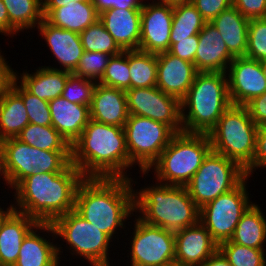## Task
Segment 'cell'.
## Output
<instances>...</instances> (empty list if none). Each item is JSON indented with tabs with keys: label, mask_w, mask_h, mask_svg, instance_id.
Returning <instances> with one entry per match:
<instances>
[{
	"label": "cell",
	"mask_w": 266,
	"mask_h": 266,
	"mask_svg": "<svg viewBox=\"0 0 266 266\" xmlns=\"http://www.w3.org/2000/svg\"><path fill=\"white\" fill-rule=\"evenodd\" d=\"M0 34L10 37V21L7 8L3 1L0 0Z\"/></svg>",
	"instance_id": "50"
},
{
	"label": "cell",
	"mask_w": 266,
	"mask_h": 266,
	"mask_svg": "<svg viewBox=\"0 0 266 266\" xmlns=\"http://www.w3.org/2000/svg\"><path fill=\"white\" fill-rule=\"evenodd\" d=\"M99 21L123 51L139 49L141 9L110 8L99 14Z\"/></svg>",
	"instance_id": "21"
},
{
	"label": "cell",
	"mask_w": 266,
	"mask_h": 266,
	"mask_svg": "<svg viewBox=\"0 0 266 266\" xmlns=\"http://www.w3.org/2000/svg\"><path fill=\"white\" fill-rule=\"evenodd\" d=\"M36 70V72H35ZM34 72H17L15 78L33 95L46 101L61 96L71 72L39 66ZM18 74H20L18 76Z\"/></svg>",
	"instance_id": "26"
},
{
	"label": "cell",
	"mask_w": 266,
	"mask_h": 266,
	"mask_svg": "<svg viewBox=\"0 0 266 266\" xmlns=\"http://www.w3.org/2000/svg\"><path fill=\"white\" fill-rule=\"evenodd\" d=\"M245 177V170L236 161L211 150L185 187L200 209L234 189Z\"/></svg>",
	"instance_id": "9"
},
{
	"label": "cell",
	"mask_w": 266,
	"mask_h": 266,
	"mask_svg": "<svg viewBox=\"0 0 266 266\" xmlns=\"http://www.w3.org/2000/svg\"><path fill=\"white\" fill-rule=\"evenodd\" d=\"M29 124L22 98L10 87L0 97V137L16 138Z\"/></svg>",
	"instance_id": "30"
},
{
	"label": "cell",
	"mask_w": 266,
	"mask_h": 266,
	"mask_svg": "<svg viewBox=\"0 0 266 266\" xmlns=\"http://www.w3.org/2000/svg\"><path fill=\"white\" fill-rule=\"evenodd\" d=\"M10 21V37L34 29L44 19L42 0H2Z\"/></svg>",
	"instance_id": "31"
},
{
	"label": "cell",
	"mask_w": 266,
	"mask_h": 266,
	"mask_svg": "<svg viewBox=\"0 0 266 266\" xmlns=\"http://www.w3.org/2000/svg\"><path fill=\"white\" fill-rule=\"evenodd\" d=\"M89 110L96 122L124 127L129 116L126 91L97 83Z\"/></svg>",
	"instance_id": "22"
},
{
	"label": "cell",
	"mask_w": 266,
	"mask_h": 266,
	"mask_svg": "<svg viewBox=\"0 0 266 266\" xmlns=\"http://www.w3.org/2000/svg\"><path fill=\"white\" fill-rule=\"evenodd\" d=\"M39 224L25 213L13 210L0 227V265L13 266L26 235Z\"/></svg>",
	"instance_id": "25"
},
{
	"label": "cell",
	"mask_w": 266,
	"mask_h": 266,
	"mask_svg": "<svg viewBox=\"0 0 266 266\" xmlns=\"http://www.w3.org/2000/svg\"><path fill=\"white\" fill-rule=\"evenodd\" d=\"M198 44V35H193L186 39L178 40L177 43L170 47L168 52L175 57L194 64Z\"/></svg>",
	"instance_id": "45"
},
{
	"label": "cell",
	"mask_w": 266,
	"mask_h": 266,
	"mask_svg": "<svg viewBox=\"0 0 266 266\" xmlns=\"http://www.w3.org/2000/svg\"><path fill=\"white\" fill-rule=\"evenodd\" d=\"M164 266H190V265H186L177 261H172L170 263L165 264Z\"/></svg>",
	"instance_id": "57"
},
{
	"label": "cell",
	"mask_w": 266,
	"mask_h": 266,
	"mask_svg": "<svg viewBox=\"0 0 266 266\" xmlns=\"http://www.w3.org/2000/svg\"><path fill=\"white\" fill-rule=\"evenodd\" d=\"M98 83L125 91L131 88L129 50L111 56L105 72Z\"/></svg>",
	"instance_id": "38"
},
{
	"label": "cell",
	"mask_w": 266,
	"mask_h": 266,
	"mask_svg": "<svg viewBox=\"0 0 266 266\" xmlns=\"http://www.w3.org/2000/svg\"><path fill=\"white\" fill-rule=\"evenodd\" d=\"M55 235L66 242L72 257H82L91 266H111L109 257L113 240L99 228L83 219L75 210L56 218L52 223ZM69 245V246H67ZM72 251V252H71ZM75 254V255H74Z\"/></svg>",
	"instance_id": "8"
},
{
	"label": "cell",
	"mask_w": 266,
	"mask_h": 266,
	"mask_svg": "<svg viewBox=\"0 0 266 266\" xmlns=\"http://www.w3.org/2000/svg\"><path fill=\"white\" fill-rule=\"evenodd\" d=\"M97 82L71 73L61 96L69 102L90 106Z\"/></svg>",
	"instance_id": "39"
},
{
	"label": "cell",
	"mask_w": 266,
	"mask_h": 266,
	"mask_svg": "<svg viewBox=\"0 0 266 266\" xmlns=\"http://www.w3.org/2000/svg\"><path fill=\"white\" fill-rule=\"evenodd\" d=\"M82 173L70 163L60 173H38L24 178L13 190L14 210L25 213L38 223H52L75 210Z\"/></svg>",
	"instance_id": "3"
},
{
	"label": "cell",
	"mask_w": 266,
	"mask_h": 266,
	"mask_svg": "<svg viewBox=\"0 0 266 266\" xmlns=\"http://www.w3.org/2000/svg\"><path fill=\"white\" fill-rule=\"evenodd\" d=\"M45 231L48 233V236H50V239H48V236L43 235ZM41 232L44 233L40 234ZM56 239L57 237L51 223L37 224L23 239L17 262L13 266L61 265L60 259L62 256L60 255L63 253V251H61L63 250L61 246L63 244L62 242L61 244H59V242L55 243Z\"/></svg>",
	"instance_id": "16"
},
{
	"label": "cell",
	"mask_w": 266,
	"mask_h": 266,
	"mask_svg": "<svg viewBox=\"0 0 266 266\" xmlns=\"http://www.w3.org/2000/svg\"><path fill=\"white\" fill-rule=\"evenodd\" d=\"M157 83L164 93L178 98L186 96L198 71L193 63L173 56L168 51L156 54Z\"/></svg>",
	"instance_id": "18"
},
{
	"label": "cell",
	"mask_w": 266,
	"mask_h": 266,
	"mask_svg": "<svg viewBox=\"0 0 266 266\" xmlns=\"http://www.w3.org/2000/svg\"><path fill=\"white\" fill-rule=\"evenodd\" d=\"M80 40L84 51L102 52L111 56L123 51L99 20L80 33Z\"/></svg>",
	"instance_id": "35"
},
{
	"label": "cell",
	"mask_w": 266,
	"mask_h": 266,
	"mask_svg": "<svg viewBox=\"0 0 266 266\" xmlns=\"http://www.w3.org/2000/svg\"><path fill=\"white\" fill-rule=\"evenodd\" d=\"M130 169L138 165L146 172L168 146L176 132L167 124L147 117L129 115L124 127Z\"/></svg>",
	"instance_id": "10"
},
{
	"label": "cell",
	"mask_w": 266,
	"mask_h": 266,
	"mask_svg": "<svg viewBox=\"0 0 266 266\" xmlns=\"http://www.w3.org/2000/svg\"><path fill=\"white\" fill-rule=\"evenodd\" d=\"M261 127H262L263 129H265V130H266V122H265V123H263V124L261 125Z\"/></svg>",
	"instance_id": "59"
},
{
	"label": "cell",
	"mask_w": 266,
	"mask_h": 266,
	"mask_svg": "<svg viewBox=\"0 0 266 266\" xmlns=\"http://www.w3.org/2000/svg\"><path fill=\"white\" fill-rule=\"evenodd\" d=\"M191 3L206 22H211L222 11L231 7L233 0H192Z\"/></svg>",
	"instance_id": "43"
},
{
	"label": "cell",
	"mask_w": 266,
	"mask_h": 266,
	"mask_svg": "<svg viewBox=\"0 0 266 266\" xmlns=\"http://www.w3.org/2000/svg\"><path fill=\"white\" fill-rule=\"evenodd\" d=\"M245 57L257 61L266 59V18L249 20Z\"/></svg>",
	"instance_id": "41"
},
{
	"label": "cell",
	"mask_w": 266,
	"mask_h": 266,
	"mask_svg": "<svg viewBox=\"0 0 266 266\" xmlns=\"http://www.w3.org/2000/svg\"><path fill=\"white\" fill-rule=\"evenodd\" d=\"M167 4L175 5V4H180V3H188L191 2L192 0H158Z\"/></svg>",
	"instance_id": "56"
},
{
	"label": "cell",
	"mask_w": 266,
	"mask_h": 266,
	"mask_svg": "<svg viewBox=\"0 0 266 266\" xmlns=\"http://www.w3.org/2000/svg\"><path fill=\"white\" fill-rule=\"evenodd\" d=\"M175 261L200 266L218 250V244L209 231L198 222L174 232Z\"/></svg>",
	"instance_id": "19"
},
{
	"label": "cell",
	"mask_w": 266,
	"mask_h": 266,
	"mask_svg": "<svg viewBox=\"0 0 266 266\" xmlns=\"http://www.w3.org/2000/svg\"><path fill=\"white\" fill-rule=\"evenodd\" d=\"M0 48V97L10 88L15 77V71L8 64Z\"/></svg>",
	"instance_id": "48"
},
{
	"label": "cell",
	"mask_w": 266,
	"mask_h": 266,
	"mask_svg": "<svg viewBox=\"0 0 266 266\" xmlns=\"http://www.w3.org/2000/svg\"><path fill=\"white\" fill-rule=\"evenodd\" d=\"M220 33L228 51L234 57L245 56L248 41L249 19L233 5L210 22Z\"/></svg>",
	"instance_id": "27"
},
{
	"label": "cell",
	"mask_w": 266,
	"mask_h": 266,
	"mask_svg": "<svg viewBox=\"0 0 266 266\" xmlns=\"http://www.w3.org/2000/svg\"><path fill=\"white\" fill-rule=\"evenodd\" d=\"M198 48L194 65L198 72H227L235 58L227 49L219 31L206 22L198 34Z\"/></svg>",
	"instance_id": "20"
},
{
	"label": "cell",
	"mask_w": 266,
	"mask_h": 266,
	"mask_svg": "<svg viewBox=\"0 0 266 266\" xmlns=\"http://www.w3.org/2000/svg\"><path fill=\"white\" fill-rule=\"evenodd\" d=\"M266 168V130L259 126L256 134L255 153L253 161L244 169L246 176L252 175L256 169Z\"/></svg>",
	"instance_id": "44"
},
{
	"label": "cell",
	"mask_w": 266,
	"mask_h": 266,
	"mask_svg": "<svg viewBox=\"0 0 266 266\" xmlns=\"http://www.w3.org/2000/svg\"><path fill=\"white\" fill-rule=\"evenodd\" d=\"M71 163L84 178L133 179L123 127L90 119L71 145Z\"/></svg>",
	"instance_id": "2"
},
{
	"label": "cell",
	"mask_w": 266,
	"mask_h": 266,
	"mask_svg": "<svg viewBox=\"0 0 266 266\" xmlns=\"http://www.w3.org/2000/svg\"><path fill=\"white\" fill-rule=\"evenodd\" d=\"M211 150L208 134L176 133L150 168L140 172V177L144 178L149 176V172H154L155 182L185 186Z\"/></svg>",
	"instance_id": "6"
},
{
	"label": "cell",
	"mask_w": 266,
	"mask_h": 266,
	"mask_svg": "<svg viewBox=\"0 0 266 266\" xmlns=\"http://www.w3.org/2000/svg\"><path fill=\"white\" fill-rule=\"evenodd\" d=\"M200 266H232L223 254L217 250Z\"/></svg>",
	"instance_id": "51"
},
{
	"label": "cell",
	"mask_w": 266,
	"mask_h": 266,
	"mask_svg": "<svg viewBox=\"0 0 266 266\" xmlns=\"http://www.w3.org/2000/svg\"><path fill=\"white\" fill-rule=\"evenodd\" d=\"M230 241L249 248L265 249L266 216L258 204L253 202L242 215Z\"/></svg>",
	"instance_id": "29"
},
{
	"label": "cell",
	"mask_w": 266,
	"mask_h": 266,
	"mask_svg": "<svg viewBox=\"0 0 266 266\" xmlns=\"http://www.w3.org/2000/svg\"><path fill=\"white\" fill-rule=\"evenodd\" d=\"M218 250L232 266H266L265 249L249 248L228 240L220 243Z\"/></svg>",
	"instance_id": "37"
},
{
	"label": "cell",
	"mask_w": 266,
	"mask_h": 266,
	"mask_svg": "<svg viewBox=\"0 0 266 266\" xmlns=\"http://www.w3.org/2000/svg\"><path fill=\"white\" fill-rule=\"evenodd\" d=\"M23 100L29 123L52 126L49 102L31 94L15 77L10 86Z\"/></svg>",
	"instance_id": "36"
},
{
	"label": "cell",
	"mask_w": 266,
	"mask_h": 266,
	"mask_svg": "<svg viewBox=\"0 0 266 266\" xmlns=\"http://www.w3.org/2000/svg\"><path fill=\"white\" fill-rule=\"evenodd\" d=\"M52 126L72 145L90 120L89 106L69 102L62 96L49 101Z\"/></svg>",
	"instance_id": "23"
},
{
	"label": "cell",
	"mask_w": 266,
	"mask_h": 266,
	"mask_svg": "<svg viewBox=\"0 0 266 266\" xmlns=\"http://www.w3.org/2000/svg\"><path fill=\"white\" fill-rule=\"evenodd\" d=\"M44 19L55 27L81 33L99 20V13L89 0L55 8Z\"/></svg>",
	"instance_id": "28"
},
{
	"label": "cell",
	"mask_w": 266,
	"mask_h": 266,
	"mask_svg": "<svg viewBox=\"0 0 266 266\" xmlns=\"http://www.w3.org/2000/svg\"><path fill=\"white\" fill-rule=\"evenodd\" d=\"M260 64H261V67H262V72H263V75L265 76L266 78V59L265 60H262L260 61Z\"/></svg>",
	"instance_id": "58"
},
{
	"label": "cell",
	"mask_w": 266,
	"mask_h": 266,
	"mask_svg": "<svg viewBox=\"0 0 266 266\" xmlns=\"http://www.w3.org/2000/svg\"><path fill=\"white\" fill-rule=\"evenodd\" d=\"M133 222V228H130L133 232L128 238L131 245L127 254L130 256H126L130 262L126 263H131L130 266H164L175 261L174 231L147 224L137 216Z\"/></svg>",
	"instance_id": "12"
},
{
	"label": "cell",
	"mask_w": 266,
	"mask_h": 266,
	"mask_svg": "<svg viewBox=\"0 0 266 266\" xmlns=\"http://www.w3.org/2000/svg\"><path fill=\"white\" fill-rule=\"evenodd\" d=\"M89 0H42L43 17L45 18L53 9L76 2H84Z\"/></svg>",
	"instance_id": "49"
},
{
	"label": "cell",
	"mask_w": 266,
	"mask_h": 266,
	"mask_svg": "<svg viewBox=\"0 0 266 266\" xmlns=\"http://www.w3.org/2000/svg\"><path fill=\"white\" fill-rule=\"evenodd\" d=\"M248 180L246 176L234 189L200 208L199 222L218 245L231 239L242 215L253 204L247 191Z\"/></svg>",
	"instance_id": "11"
},
{
	"label": "cell",
	"mask_w": 266,
	"mask_h": 266,
	"mask_svg": "<svg viewBox=\"0 0 266 266\" xmlns=\"http://www.w3.org/2000/svg\"><path fill=\"white\" fill-rule=\"evenodd\" d=\"M225 72H198L181 100L183 132L208 134L231 106Z\"/></svg>",
	"instance_id": "5"
},
{
	"label": "cell",
	"mask_w": 266,
	"mask_h": 266,
	"mask_svg": "<svg viewBox=\"0 0 266 266\" xmlns=\"http://www.w3.org/2000/svg\"><path fill=\"white\" fill-rule=\"evenodd\" d=\"M16 138L41 150L71 151V145L53 126H39L29 123Z\"/></svg>",
	"instance_id": "33"
},
{
	"label": "cell",
	"mask_w": 266,
	"mask_h": 266,
	"mask_svg": "<svg viewBox=\"0 0 266 266\" xmlns=\"http://www.w3.org/2000/svg\"><path fill=\"white\" fill-rule=\"evenodd\" d=\"M205 23L206 21L191 2L173 5L170 47L178 40L198 35Z\"/></svg>",
	"instance_id": "32"
},
{
	"label": "cell",
	"mask_w": 266,
	"mask_h": 266,
	"mask_svg": "<svg viewBox=\"0 0 266 266\" xmlns=\"http://www.w3.org/2000/svg\"><path fill=\"white\" fill-rule=\"evenodd\" d=\"M38 148L29 146L17 138L4 140L5 184L13 189L26 177L36 174Z\"/></svg>",
	"instance_id": "24"
},
{
	"label": "cell",
	"mask_w": 266,
	"mask_h": 266,
	"mask_svg": "<svg viewBox=\"0 0 266 266\" xmlns=\"http://www.w3.org/2000/svg\"><path fill=\"white\" fill-rule=\"evenodd\" d=\"M137 183L124 178H84L76 191L75 211L114 241L117 231L135 217L132 186Z\"/></svg>",
	"instance_id": "1"
},
{
	"label": "cell",
	"mask_w": 266,
	"mask_h": 266,
	"mask_svg": "<svg viewBox=\"0 0 266 266\" xmlns=\"http://www.w3.org/2000/svg\"><path fill=\"white\" fill-rule=\"evenodd\" d=\"M37 29L39 36L49 47L51 55L56 58L55 60L60 65L59 68L51 65L46 67L73 73L84 53L80 33L55 27L45 19L37 26Z\"/></svg>",
	"instance_id": "17"
},
{
	"label": "cell",
	"mask_w": 266,
	"mask_h": 266,
	"mask_svg": "<svg viewBox=\"0 0 266 266\" xmlns=\"http://www.w3.org/2000/svg\"><path fill=\"white\" fill-rule=\"evenodd\" d=\"M233 6L249 20L266 18V0H233Z\"/></svg>",
	"instance_id": "46"
},
{
	"label": "cell",
	"mask_w": 266,
	"mask_h": 266,
	"mask_svg": "<svg viewBox=\"0 0 266 266\" xmlns=\"http://www.w3.org/2000/svg\"><path fill=\"white\" fill-rule=\"evenodd\" d=\"M0 177L5 181V168H4V139L0 137Z\"/></svg>",
	"instance_id": "54"
},
{
	"label": "cell",
	"mask_w": 266,
	"mask_h": 266,
	"mask_svg": "<svg viewBox=\"0 0 266 266\" xmlns=\"http://www.w3.org/2000/svg\"><path fill=\"white\" fill-rule=\"evenodd\" d=\"M258 128L246 106L231 105L208 133L212 150L245 169L253 161Z\"/></svg>",
	"instance_id": "7"
},
{
	"label": "cell",
	"mask_w": 266,
	"mask_h": 266,
	"mask_svg": "<svg viewBox=\"0 0 266 266\" xmlns=\"http://www.w3.org/2000/svg\"><path fill=\"white\" fill-rule=\"evenodd\" d=\"M144 0H116L118 9H142Z\"/></svg>",
	"instance_id": "52"
},
{
	"label": "cell",
	"mask_w": 266,
	"mask_h": 266,
	"mask_svg": "<svg viewBox=\"0 0 266 266\" xmlns=\"http://www.w3.org/2000/svg\"><path fill=\"white\" fill-rule=\"evenodd\" d=\"M96 8V11L100 14L104 10L110 8H116V0H90Z\"/></svg>",
	"instance_id": "53"
},
{
	"label": "cell",
	"mask_w": 266,
	"mask_h": 266,
	"mask_svg": "<svg viewBox=\"0 0 266 266\" xmlns=\"http://www.w3.org/2000/svg\"><path fill=\"white\" fill-rule=\"evenodd\" d=\"M71 163V151H46L38 149L36 174L60 173Z\"/></svg>",
	"instance_id": "42"
},
{
	"label": "cell",
	"mask_w": 266,
	"mask_h": 266,
	"mask_svg": "<svg viewBox=\"0 0 266 266\" xmlns=\"http://www.w3.org/2000/svg\"><path fill=\"white\" fill-rule=\"evenodd\" d=\"M131 88L154 87L157 83V57L142 50H129Z\"/></svg>",
	"instance_id": "34"
},
{
	"label": "cell",
	"mask_w": 266,
	"mask_h": 266,
	"mask_svg": "<svg viewBox=\"0 0 266 266\" xmlns=\"http://www.w3.org/2000/svg\"><path fill=\"white\" fill-rule=\"evenodd\" d=\"M228 92L232 105L245 106L266 91V78L260 61L235 57L227 68Z\"/></svg>",
	"instance_id": "15"
},
{
	"label": "cell",
	"mask_w": 266,
	"mask_h": 266,
	"mask_svg": "<svg viewBox=\"0 0 266 266\" xmlns=\"http://www.w3.org/2000/svg\"><path fill=\"white\" fill-rule=\"evenodd\" d=\"M11 202L10 206L8 205L7 208L1 207L0 205V227L3 223V221L6 219V217L14 210V206ZM5 209V210H4Z\"/></svg>",
	"instance_id": "55"
},
{
	"label": "cell",
	"mask_w": 266,
	"mask_h": 266,
	"mask_svg": "<svg viewBox=\"0 0 266 266\" xmlns=\"http://www.w3.org/2000/svg\"><path fill=\"white\" fill-rule=\"evenodd\" d=\"M129 115L147 117L183 132L181 101L161 91L157 86L126 90Z\"/></svg>",
	"instance_id": "13"
},
{
	"label": "cell",
	"mask_w": 266,
	"mask_h": 266,
	"mask_svg": "<svg viewBox=\"0 0 266 266\" xmlns=\"http://www.w3.org/2000/svg\"><path fill=\"white\" fill-rule=\"evenodd\" d=\"M111 55L102 52L84 51L74 75L99 82L109 63Z\"/></svg>",
	"instance_id": "40"
},
{
	"label": "cell",
	"mask_w": 266,
	"mask_h": 266,
	"mask_svg": "<svg viewBox=\"0 0 266 266\" xmlns=\"http://www.w3.org/2000/svg\"><path fill=\"white\" fill-rule=\"evenodd\" d=\"M150 2L144 1L141 9L139 50L154 54L167 52L170 49L173 5L158 0Z\"/></svg>",
	"instance_id": "14"
},
{
	"label": "cell",
	"mask_w": 266,
	"mask_h": 266,
	"mask_svg": "<svg viewBox=\"0 0 266 266\" xmlns=\"http://www.w3.org/2000/svg\"><path fill=\"white\" fill-rule=\"evenodd\" d=\"M150 185L134 188V211L140 220L174 232L199 222L200 209L185 186Z\"/></svg>",
	"instance_id": "4"
},
{
	"label": "cell",
	"mask_w": 266,
	"mask_h": 266,
	"mask_svg": "<svg viewBox=\"0 0 266 266\" xmlns=\"http://www.w3.org/2000/svg\"><path fill=\"white\" fill-rule=\"evenodd\" d=\"M245 106L256 125L261 126L266 122V91L262 95L254 97Z\"/></svg>",
	"instance_id": "47"
}]
</instances>
